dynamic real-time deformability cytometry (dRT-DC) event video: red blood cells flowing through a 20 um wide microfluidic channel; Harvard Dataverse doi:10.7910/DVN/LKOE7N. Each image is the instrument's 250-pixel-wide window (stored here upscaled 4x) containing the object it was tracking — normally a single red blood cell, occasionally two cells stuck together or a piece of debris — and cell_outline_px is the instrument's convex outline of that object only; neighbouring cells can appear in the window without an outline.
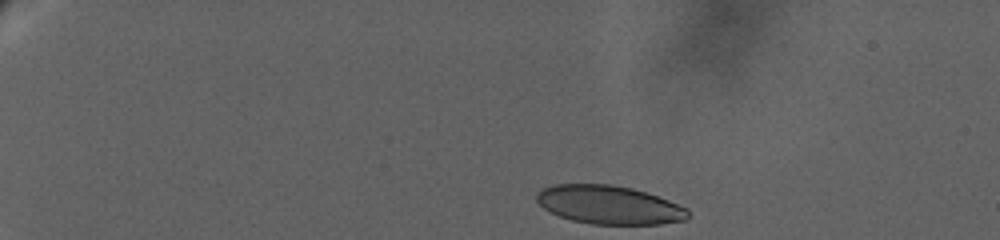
{"species": "human", "species_latin": "Homo sapiens", "temperature_condition": "warm", "stored_images_in_passage": 10, "camera_frame_rate_fps": 3000, "um_per_image_px": 0.085, "donor": {"sex": "female"}, "frame": {"image": 1, "passage_image": 1, "time_ms": 0.0, "image_size_px": [1000, 240], "cell_outline_px": [[692, 216], [688, 220], [660, 224], [592, 224], [572, 220], [548, 212], [536, 200], [536, 192], [544, 188], [556, 184], [612, 184], [632, 188], [668, 200], [688, 208]], "centroid_in_image_um": [51.8, 17.42], "position_along_channel_um": 33.2, "area_um2": 34.16}}
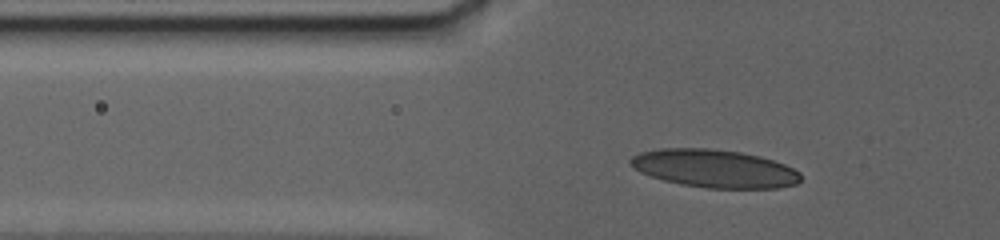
{"frame": {"image": 2, "passage_image": 7, "time_ms": 4.333, "image_size_px": [1000, 240], "cell_outline_px": [[800, 180], [796, 184], [780, 188], [708, 188], [680, 184], [664, 180], [640, 172], [632, 168], [628, 164], [628, 160], [632, 156], [640, 152], [660, 148], [708, 148], [740, 152], [760, 156], [784, 164], [800, 172]], "centroid_in_image_um": [60.69, 14.32], "position_along_channel_um": 65.1, "area_um2": 37.8}}
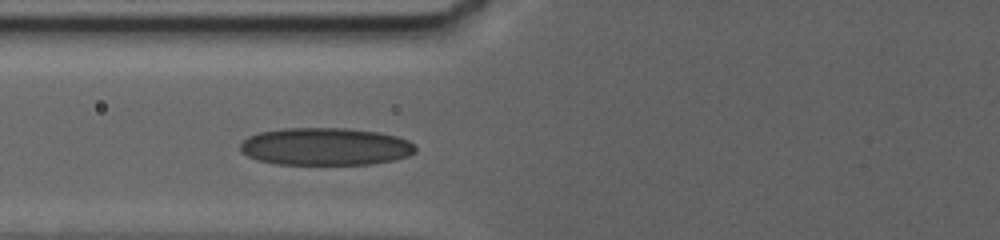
{"frame": {"image": 3, "passage_image": 10, "time_ms": 6.0, "image_size_px": [1000, 240], "cell_outline_px": [[416, 152], [408, 156], [396, 160], [372, 164], [276, 164], [256, 160], [240, 152], [240, 144], [248, 136], [260, 132], [284, 128], [344, 128], [380, 132], [396, 136], [408, 140], [416, 148]], "centroid_in_image_um": [27.66, 12.46], "position_along_channel_um": 98.1, "area_um2": 38.55}}